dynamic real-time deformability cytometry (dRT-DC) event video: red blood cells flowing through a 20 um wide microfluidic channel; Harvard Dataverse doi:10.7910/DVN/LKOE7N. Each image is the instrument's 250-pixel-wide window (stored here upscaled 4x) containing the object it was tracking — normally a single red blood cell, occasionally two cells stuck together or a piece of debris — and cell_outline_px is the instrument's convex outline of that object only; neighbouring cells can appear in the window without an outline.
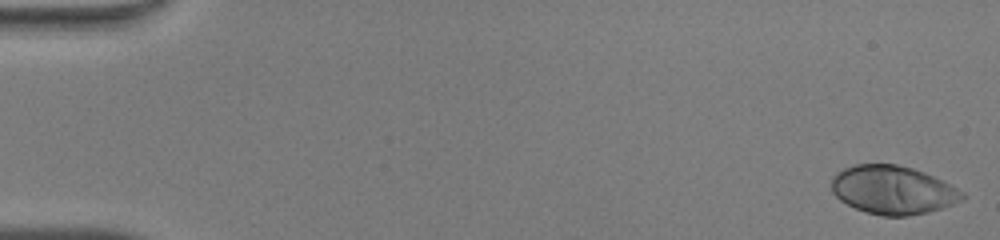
{"species": "human", "species_latin": "Homo sapiens", "temperature_condition": "warm", "stored_images_in_passage": 48, "camera_frame_rate_fps": 3000, "um_per_image_px": 0.085, "donor": {"sex": "male"}, "frame": {"image": 1, "passage_image": 1, "time_ms": 0.0, "image_size_px": [1000, 240], "cell_outline_px": [[968, 196], [964, 200], [928, 212], [908, 216], [880, 216], [864, 212], [840, 200], [832, 192], [832, 176], [836, 172], [844, 168], [856, 164], [896, 164], [912, 168], [924, 172], [964, 192]], "centroid_in_image_um": [75.88, 16.15], "position_along_channel_um": 9.1, "area_um2": 36.93}}
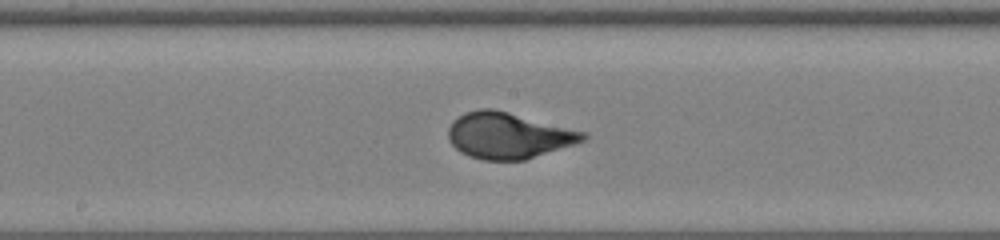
{"frame": {"image": 2, "passage_image": 26, "time_ms": 8.333, "image_size_px": [1000, 240], "cell_outline_px": [[588, 136], [584, 140], [524, 160], [484, 160], [460, 152], [448, 140], [448, 128], [452, 120], [464, 112], [480, 108], [492, 108], [588, 132]], "centroid_in_image_um": [43.18, 11.5], "position_along_channel_um": 205.0, "area_um2": 36.01}}
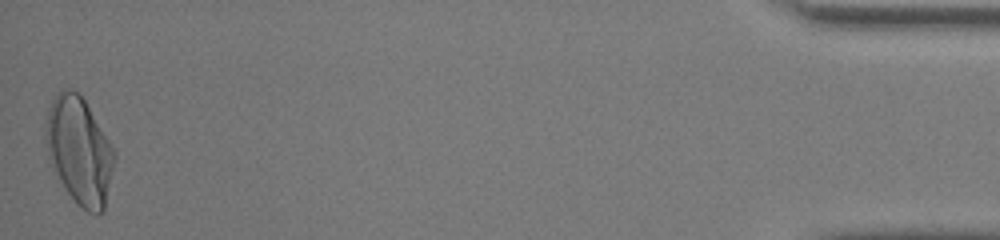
{"frame": {"image": 3, "passage_image": 48, "time_ms": 15.667, "image_size_px": [1000, 240], "cell_outline_px": [[116, 156], [104, 212], [96, 216], [80, 208], [76, 204], [52, 172], [48, 156], [44, 136], [44, 132], [48, 108], [56, 92], [64, 88], [72, 88], [80, 92], [112, 144], [116, 152]], "centroid_in_image_um": [6.73, 12.82], "position_along_channel_um": 428.5, "area_um2": 44.04}, "authors_computed_cell_mechanics": {"area_um2": 35.836, "velocity_mm_per_s": 4.2803, "shape_relaxation_time_tau1_ms": 4.4227, "shape_relaxation_time_tau2_ms": null, "deformation_change_tau1": 0.2451, "deformation_change_tau2": null}}